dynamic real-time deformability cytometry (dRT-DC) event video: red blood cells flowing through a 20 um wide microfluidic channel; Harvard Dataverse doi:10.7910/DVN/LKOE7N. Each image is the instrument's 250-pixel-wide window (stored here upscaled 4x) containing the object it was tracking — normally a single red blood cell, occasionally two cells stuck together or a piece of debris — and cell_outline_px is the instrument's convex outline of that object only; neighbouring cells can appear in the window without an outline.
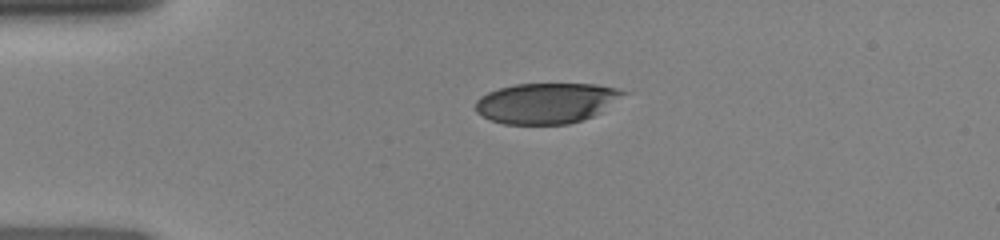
{"species": "human", "species_latin": "Homo sapiens", "temperature_condition": "room temperature", "stored_images_in_passage": 38, "camera_frame_rate_fps": 3000, "um_per_image_px": 0.085, "donor": {"sex": "female"}, "frame": {"image": 1, "passage_image": 1, "time_ms": 0.0, "image_size_px": [1000, 240], "cell_outline_px": [[632, 92], [600, 112], [592, 116], [568, 124], [504, 124], [492, 120], [476, 112], [476, 100], [480, 96], [488, 92], [500, 88], [516, 84], [596, 84], [616, 88]], "centroid_in_image_um": [46.49, 8.75], "position_along_channel_um": 38.5, "area_um2": 34.91}}
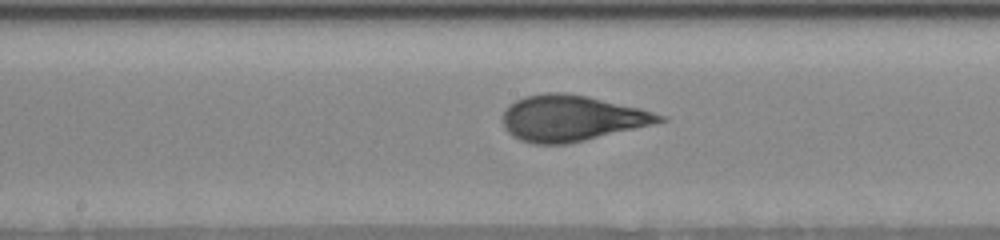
{"frame": {"image": 2, "passage_image": 15, "time_ms": 4.667, "image_size_px": [1000, 240], "cell_outline_px": [[668, 120], [652, 124], [568, 144], [532, 144], [520, 140], [512, 136], [504, 128], [504, 108], [508, 104], [524, 96], [544, 92], [568, 92], [588, 96], [640, 108], [664, 116]], "centroid_in_image_um": [48.53, 10.03], "position_along_channel_um": 199.7, "area_um2": 41.91}}
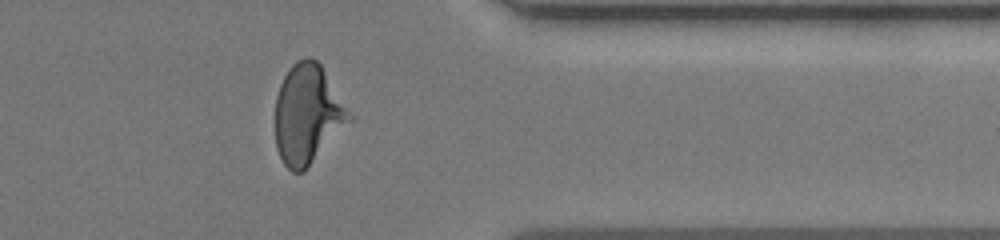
{"frame": {"image": 3, "passage_image": 29, "time_ms": 9.333, "image_size_px": [1000, 240], "cell_outline_px": [[352, 120], [304, 172], [292, 172], [284, 164], [276, 148], [276, 96], [280, 84], [284, 76], [292, 64], [296, 60], [304, 56], [308, 56], [316, 60], [320, 64], [352, 116]], "centroid_in_image_um": [26.13, 9.72], "position_along_channel_um": 385.3, "area_um2": 42.6}}